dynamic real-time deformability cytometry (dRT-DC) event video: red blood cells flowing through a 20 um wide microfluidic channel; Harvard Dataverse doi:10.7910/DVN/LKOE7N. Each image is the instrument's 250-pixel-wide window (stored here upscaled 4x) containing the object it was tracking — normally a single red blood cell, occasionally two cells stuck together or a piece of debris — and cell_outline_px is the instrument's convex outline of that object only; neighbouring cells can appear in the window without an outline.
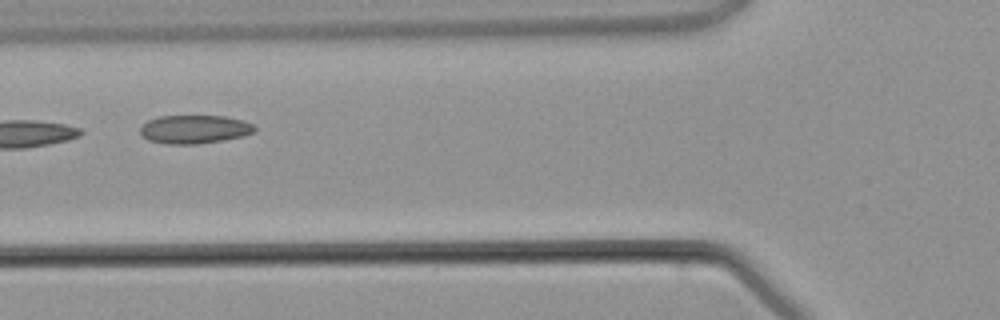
{"species": "common noctule bat (a hibernating species)", "species_latin": "Nyctalus noctula", "temperature_condition": "warm", "stored_images_in_passage": 3, "camera_frame_rate_fps": 3000, "um_per_image_px": 0.085, "animal": {"sex": "male", "body_mass_g": 21.5, "forearm_length_mm": 52.0}, "frame": {"image": 1, "passage_image": 3, "time_ms": 2.333, "image_size_px": [1000, 320], "cell_outline_px": [[256, 132], [244, 136], [224, 140], [196, 144], [168, 144], [148, 140], [140, 136], [140, 128], [148, 120], [160, 116], [224, 116], [240, 120], [252, 124], [256, 128]], "centroid_in_image_um": [16.52, 11.0], "position_along_channel_um": 109.3, "area_um2": 19.02}}